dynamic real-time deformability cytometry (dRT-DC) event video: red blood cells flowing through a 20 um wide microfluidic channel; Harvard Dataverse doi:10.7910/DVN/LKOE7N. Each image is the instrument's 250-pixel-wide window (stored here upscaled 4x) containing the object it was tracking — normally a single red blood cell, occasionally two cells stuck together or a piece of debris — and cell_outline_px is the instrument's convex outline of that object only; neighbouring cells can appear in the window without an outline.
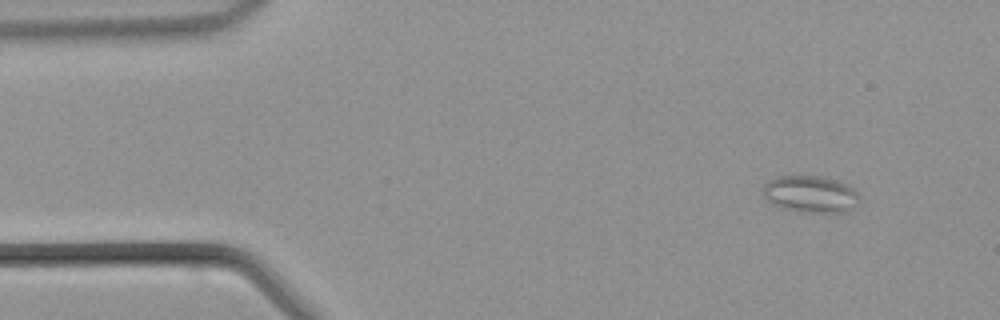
{"species": "common noctule bat (a hibernating species)", "species_latin": "Nyctalus noctula", "temperature_condition": "warm", "stored_images_in_passage": 42, "camera_frame_rate_fps": 3000, "um_per_image_px": 0.085, "animal": {"sex": "male", "body_mass_g": 21.5, "forearm_length_mm": 52.0}, "frame": {"image": 1, "passage_image": 1, "time_ms": 0.0, "image_size_px": [1000, 320], "cell_outline_px": [[860, 200], [856, 204], [844, 212], [800, 212], [780, 208], [772, 204], [764, 196], [764, 184], [768, 180], [776, 176], [820, 176], [840, 180], [852, 188], [860, 196]], "centroid_in_image_um": [68.88, 16.49], "position_along_channel_um": 16.1, "area_um2": 20.81}}
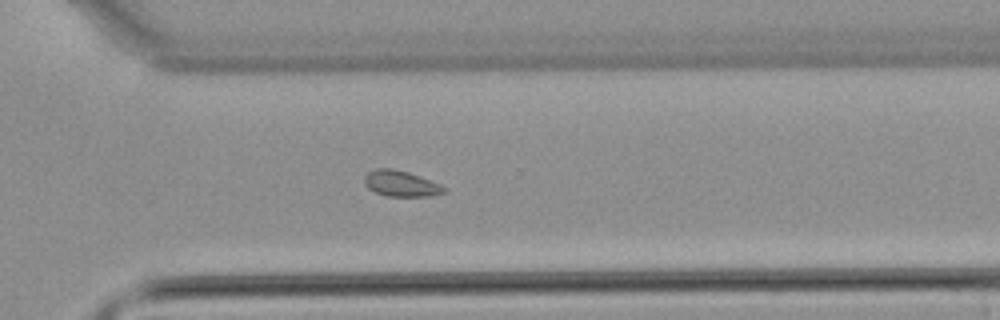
{"frame": {"image": 2, "passage_image": 28, "time_ms": 9.0, "image_size_px": [1000, 320], "cell_outline_px": [[448, 192], [432, 196], [388, 196], [376, 192], [368, 188], [364, 184], [364, 176], [368, 172], [376, 168], [392, 168], [408, 172], [420, 176], [440, 184], [448, 188]], "centroid_in_image_um": [34.12, 15.6], "position_along_channel_um": 336.5, "area_um2": 12.14}}
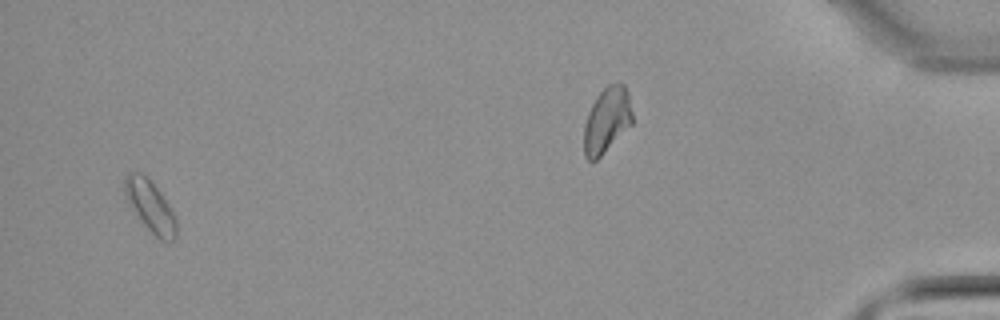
{"frame": {"image": 3, "passage_image": 40, "time_ms": 13.0, "image_size_px": [1000, 320], "cell_outline_px": [[176, 236], [172, 240], [160, 240], [144, 224], [128, 200], [124, 192], [124, 176], [128, 172], [140, 172], [160, 192], [172, 212], [176, 220]], "centroid_in_image_um": [12.76, 17.5], "position_along_channel_um": 422.4, "area_um2": 14.68}}